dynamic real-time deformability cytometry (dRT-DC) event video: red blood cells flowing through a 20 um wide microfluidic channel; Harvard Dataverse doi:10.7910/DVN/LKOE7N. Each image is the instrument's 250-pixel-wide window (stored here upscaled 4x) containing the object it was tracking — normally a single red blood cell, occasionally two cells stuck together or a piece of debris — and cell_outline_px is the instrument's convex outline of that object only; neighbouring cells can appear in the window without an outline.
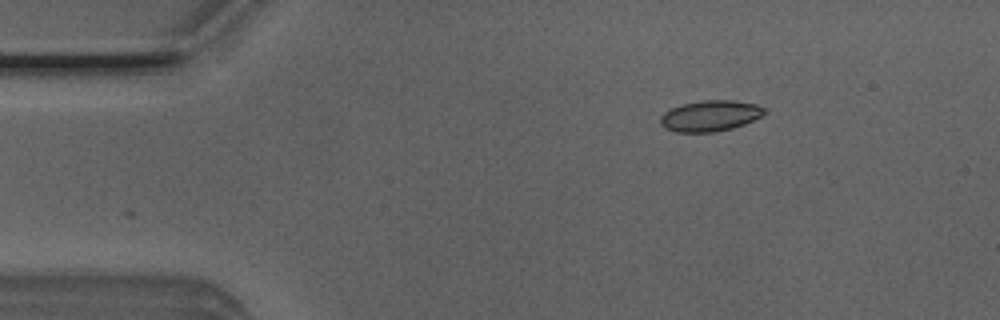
{"species": "Egyptian fruit bat (a non-hibernating species)", "species_latin": "Rousettus aegyptiacus", "temperature_condition": "room temperature", "stored_images_in_passage": 2, "camera_frame_rate_fps": 3000, "um_per_image_px": 0.085, "animal": {"sex": "male"}, "frame": {"image": 1, "passage_image": 2, "time_ms": 0.333, "image_size_px": [1000, 320], "cell_outline_px": [[768, 112], [744, 124], [732, 128], [712, 132], [676, 132], [664, 128], [660, 124], [660, 116], [664, 112], [680, 104], [704, 100], [732, 100], [756, 104], [764, 108]], "centroid_in_image_um": [60.34, 9.84], "position_along_channel_um": 24.7, "area_um2": 18.73}}